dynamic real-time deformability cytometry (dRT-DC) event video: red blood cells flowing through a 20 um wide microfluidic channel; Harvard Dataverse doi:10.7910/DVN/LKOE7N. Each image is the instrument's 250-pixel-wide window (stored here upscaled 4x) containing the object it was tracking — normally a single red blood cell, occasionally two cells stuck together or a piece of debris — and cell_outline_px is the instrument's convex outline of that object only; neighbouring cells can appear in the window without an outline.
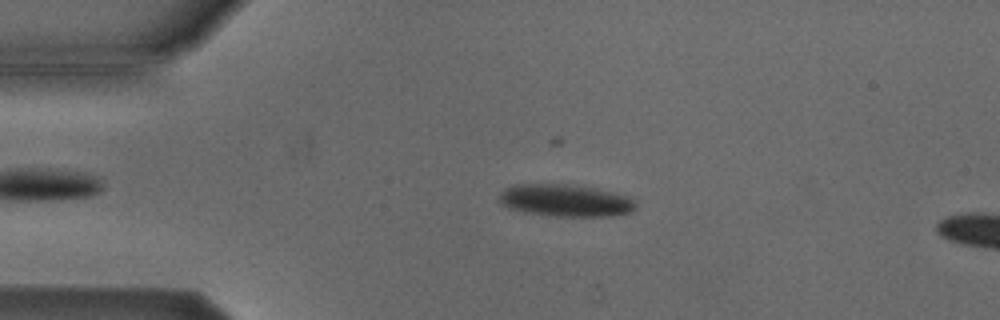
{"species": "Egyptian fruit bat (a non-hibernating species)", "species_latin": "Rousettus aegyptiacus", "temperature_condition": "cold", "stored_images_in_passage": 9, "camera_frame_rate_fps": 3000, "um_per_image_px": 0.085, "animal": {"sex": "male"}, "frame": {"image": 1, "passage_image": 6, "time_ms": 1.667, "image_size_px": [1000, 320], "cell_outline_px": [[636, 208], [628, 212], [616, 216], [556, 216], [524, 212], [508, 208], [500, 204], [496, 200], [500, 192], [504, 188], [512, 184], [564, 184], [588, 188], [632, 196], [636, 204]], "centroid_in_image_um": [47.99, 17.04], "position_along_channel_um": 37.0, "area_um2": 25.72}}